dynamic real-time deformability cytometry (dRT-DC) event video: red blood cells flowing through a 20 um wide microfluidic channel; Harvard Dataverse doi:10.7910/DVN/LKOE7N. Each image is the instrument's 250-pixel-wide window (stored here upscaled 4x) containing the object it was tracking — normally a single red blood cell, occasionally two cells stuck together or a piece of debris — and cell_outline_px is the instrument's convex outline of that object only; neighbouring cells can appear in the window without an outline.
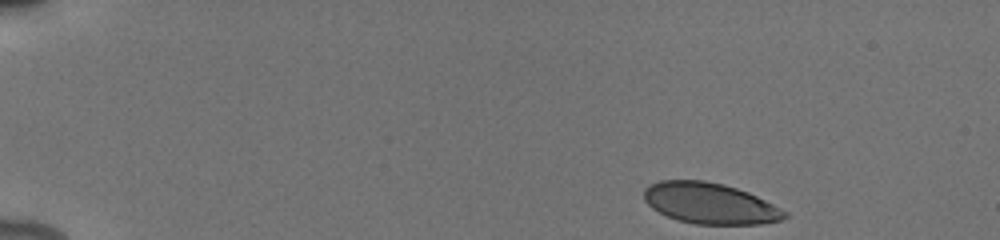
{"species": "human", "species_latin": "Homo sapiens", "temperature_condition": "cold", "stored_images_in_passage": 38, "camera_frame_rate_fps": 3000, "um_per_image_px": 0.085, "donor": {"sex": "male"}, "frame": {"image": 1, "passage_image": 1, "time_ms": 0.0, "image_size_px": [1000, 240], "cell_outline_px": [[788, 216], [780, 220], [760, 224], [696, 224], [680, 220], [668, 216], [652, 208], [644, 200], [644, 188], [648, 184], [660, 180], [704, 180], [724, 184], [748, 192], [788, 212]], "centroid_in_image_um": [60.32, 17.27], "position_along_channel_um": 24.7, "area_um2": 33.47}}
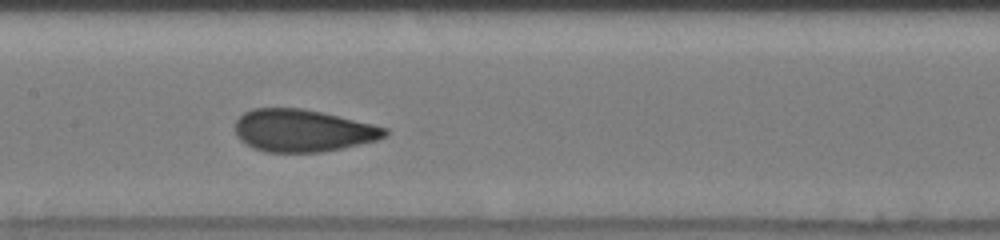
{"frame": {"image": 2, "passage_image": 15, "time_ms": 7.0, "image_size_px": [1000, 240], "cell_outline_px": [[388, 136], [376, 140], [344, 148], [320, 152], [268, 152], [256, 148], [240, 140], [236, 136], [236, 120], [244, 112], [252, 108], [304, 108], [324, 112], [388, 128]], "centroid_in_image_um": [25.76, 11.09], "position_along_channel_um": 181.6, "area_um2": 36.99}}
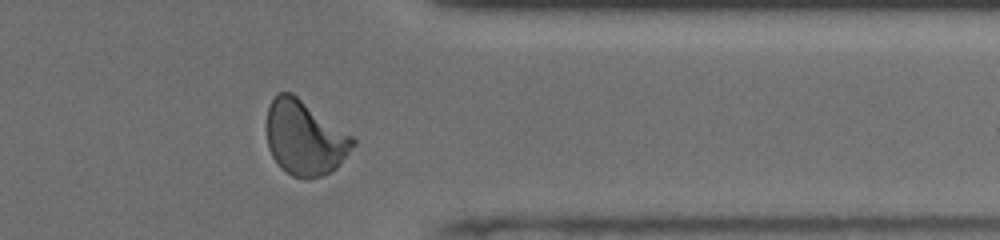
{"frame": {"image": 3, "passage_image": 30, "time_ms": 12.333, "image_size_px": [1000, 240], "cell_outline_px": [[356, 144], [336, 168], [320, 176], [308, 180], [304, 180], [292, 176], [280, 168], [272, 156], [268, 148], [268, 108], [272, 100], [280, 92], [292, 92], [352, 136], [356, 140]], "centroid_in_image_um": [25.9, 11.75], "position_along_channel_um": 385.5, "area_um2": 37.22}, "authors_computed_cell_mechanics": {"area_um2": 36.3273, "velocity_mm_per_s": 3.9062, "shape_relaxation_time_tau1_ms": 4.6229, "shape_relaxation_time_tau2_ms": null, "deformation_change_tau1": 0.145, "deformation_change_tau2": null}}